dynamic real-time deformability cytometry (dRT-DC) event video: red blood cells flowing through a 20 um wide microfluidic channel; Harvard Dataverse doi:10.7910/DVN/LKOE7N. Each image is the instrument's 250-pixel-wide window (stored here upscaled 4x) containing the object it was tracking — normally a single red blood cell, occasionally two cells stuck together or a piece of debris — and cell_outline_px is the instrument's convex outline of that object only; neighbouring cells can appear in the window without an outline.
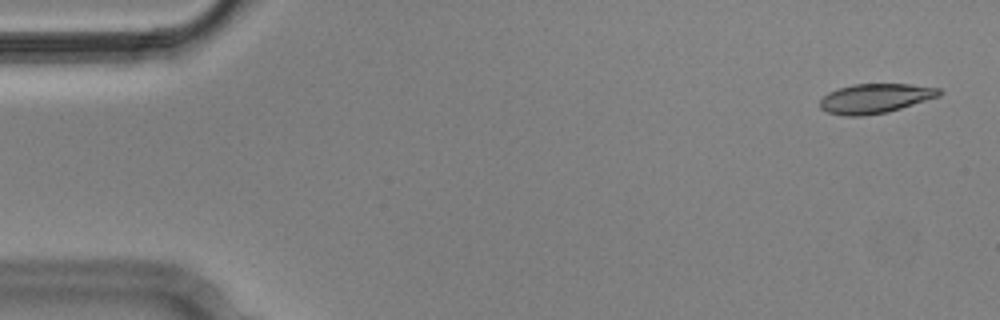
{"species": "Egyptian fruit bat (a non-hibernating species)", "species_latin": "Rousettus aegyptiacus", "temperature_condition": "cold", "stored_images_in_passage": 5, "camera_frame_rate_fps": 3000, "um_per_image_px": 0.085, "animal": {"sex": "male"}, "frame": {"image": 1, "passage_image": 1, "time_ms": 0.0, "image_size_px": [1000, 320], "cell_outline_px": [[944, 92], [940, 96], [888, 112], [860, 116], [844, 116], [828, 112], [820, 108], [820, 100], [828, 92], [852, 84], [912, 84], [940, 88]], "centroid_in_image_um": [74.42, 8.36], "position_along_channel_um": 10.6, "area_um2": 20.58}}
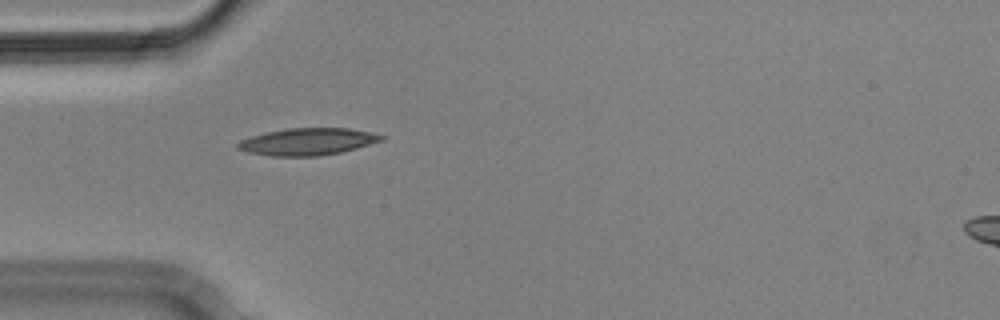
{"frame": {"image": 2, "passage_image": 5, "time_ms": 1.333, "image_size_px": [1000, 320], "cell_outline_px": [[384, 140], [356, 148], [340, 152], [316, 156], [268, 156], [248, 152], [236, 148], [236, 144], [240, 140], [252, 136], [268, 132], [288, 128], [348, 128], [368, 132], [384, 136]], "centroid_in_image_um": [26.11, 12.04], "position_along_channel_um": 58.9, "area_um2": 22.43}}